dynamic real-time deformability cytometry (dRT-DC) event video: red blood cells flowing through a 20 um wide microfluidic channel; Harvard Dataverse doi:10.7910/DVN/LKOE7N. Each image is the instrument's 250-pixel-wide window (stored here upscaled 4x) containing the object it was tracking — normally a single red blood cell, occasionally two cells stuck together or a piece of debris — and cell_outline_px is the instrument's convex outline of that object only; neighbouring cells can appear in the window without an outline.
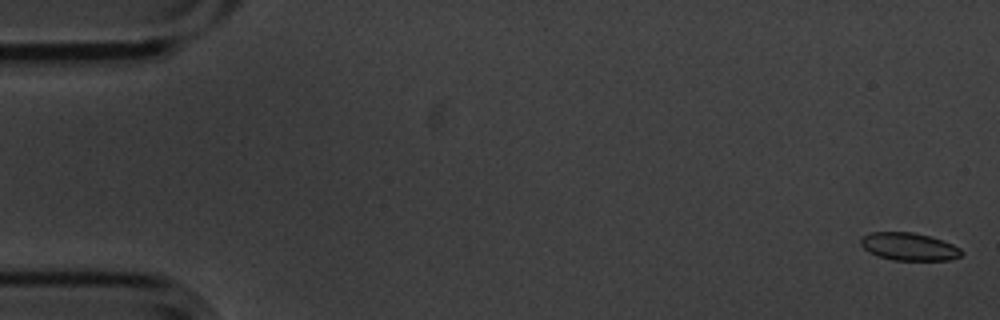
{"species": "common noctule bat (a hibernating species)", "species_latin": "Nyctalus noctula", "temperature_condition": "cold", "stored_images_in_passage": 6, "camera_frame_rate_fps": 3000, "um_per_image_px": 0.085, "animal": {"sex": "male", "body_mass_g": 20.1, "forearm_length_mm": 53.5}, "frame": {"image": 1, "passage_image": 1, "time_ms": 0.0, "image_size_px": [1000, 320], "cell_outline_px": [[964, 252], [960, 256], [948, 260], [892, 260], [868, 252], [860, 244], [860, 240], [864, 236], [872, 232], [912, 232], [928, 236], [952, 244], [960, 248]], "centroid_in_image_um": [77.26, 20.97], "position_along_channel_um": 7.7, "area_um2": 16.07}}